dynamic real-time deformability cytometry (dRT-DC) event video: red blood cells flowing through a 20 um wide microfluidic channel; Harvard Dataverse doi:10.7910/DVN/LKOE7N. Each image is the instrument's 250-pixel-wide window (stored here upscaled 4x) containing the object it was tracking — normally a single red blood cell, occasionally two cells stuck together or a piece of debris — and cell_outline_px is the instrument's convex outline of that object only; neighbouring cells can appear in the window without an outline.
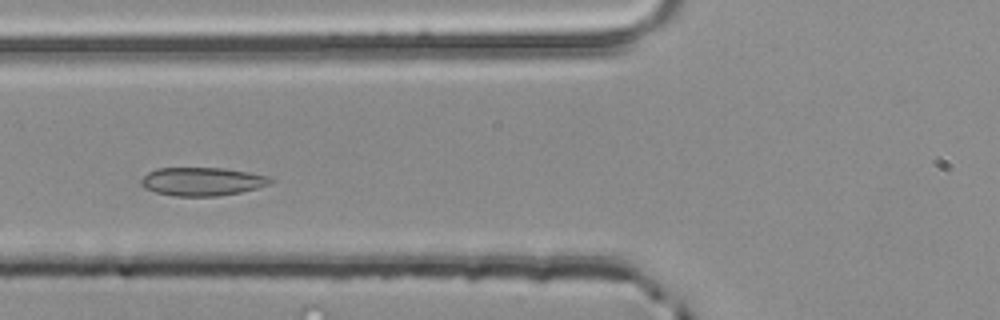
{"species": "common noctule bat (a hibernating species)", "species_latin": "Nyctalus noctula", "temperature_condition": "room temperature", "stored_images_in_passage": 43, "camera_frame_rate_fps": 3000, "um_per_image_px": 0.085, "animal": {"sex": "male", "body_mass_g": 20.4}, "frame": {"image": 1, "passage_image": 9, "time_ms": 2.667, "image_size_px": [1000, 320], "cell_outline_px": [[276, 180], [268, 184], [256, 188], [240, 192], [216, 196], [172, 196], [156, 192], [144, 188], [140, 184], [140, 180], [148, 172], [156, 168], [224, 168], [272, 176]], "centroid_in_image_um": [17.19, 15.42], "position_along_channel_um": 108.6, "area_um2": 21.5}}
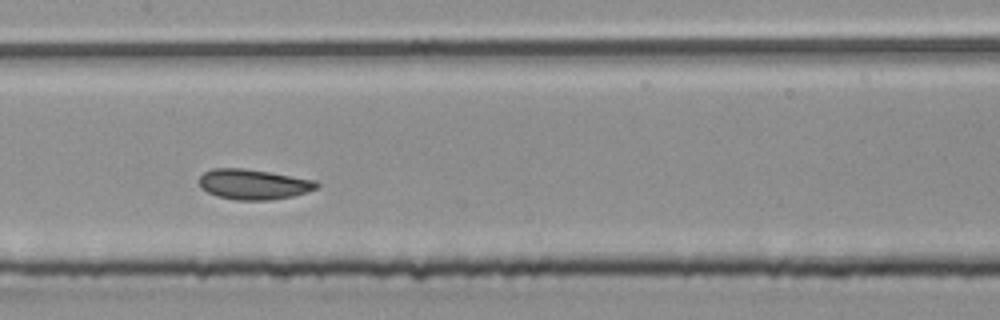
{"frame": {"image": 2, "passage_image": 15, "time_ms": 4.667, "image_size_px": [1000, 320], "cell_outline_px": [[320, 184], [316, 188], [308, 192], [292, 196], [268, 200], [236, 200], [216, 196], [200, 188], [200, 176], [204, 172], [212, 168], [244, 168], [316, 180]], "centroid_in_image_um": [21.54, 15.66], "position_along_channel_um": 185.9, "area_um2": 20.69}}
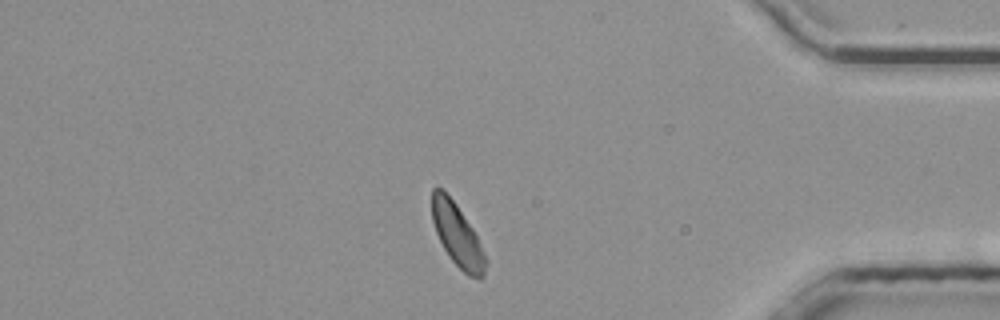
{"frame": {"image": 3, "passage_image": 34, "time_ms": 11.0, "image_size_px": [1000, 320], "cell_outline_px": [[488, 264], [484, 276], [480, 280], [468, 276], [452, 260], [444, 248], [436, 232], [432, 220], [432, 188], [440, 188], [456, 204], [472, 228], [488, 260]], "centroid_in_image_um": [38.9, 20.05], "position_along_channel_um": 396.3, "area_um2": 19.31}, "authors_computed_cell_mechanics": {"area_um2": 20.3456, "velocity_mm_per_s": 3.8494, "shape_relaxation_time_tau1_ms": 2.205, "shape_relaxation_time_tau2_ms": 0.914, "deformation_change_tau1": 0.0626, "deformation_change_tau2": 0.0415}}